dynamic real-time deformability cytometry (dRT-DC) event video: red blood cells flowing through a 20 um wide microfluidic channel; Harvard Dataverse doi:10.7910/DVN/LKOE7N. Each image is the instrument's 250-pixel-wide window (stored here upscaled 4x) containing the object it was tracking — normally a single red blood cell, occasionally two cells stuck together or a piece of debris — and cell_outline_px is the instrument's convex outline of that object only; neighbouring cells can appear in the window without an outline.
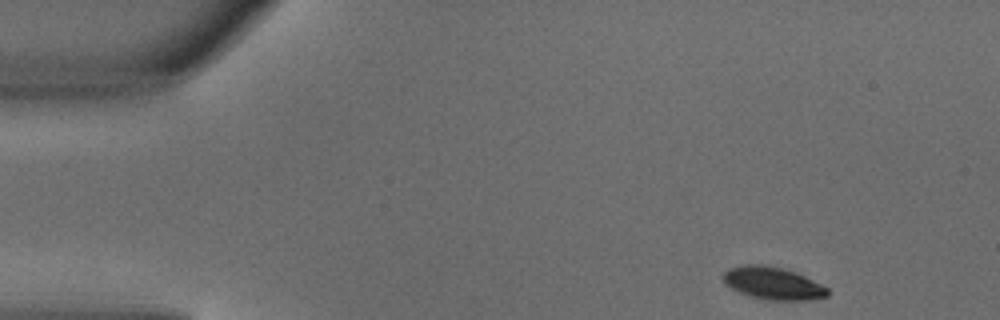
{"species": "common noctule bat (a hibernating species)", "species_latin": "Nyctalus noctula", "temperature_condition": "warm", "stored_images_in_passage": 3, "camera_frame_rate_fps": 3000, "um_per_image_px": 0.085, "animal": {"sex": "male", "body_mass_g": 18.8}, "frame": {"image": 1, "passage_image": 1, "time_ms": 0.0, "image_size_px": [1000, 320], "cell_outline_px": [[828, 296], [812, 300], [772, 300], [752, 296], [740, 292], [724, 284], [724, 272], [728, 268], [744, 264], [760, 264], [780, 268], [796, 272], [828, 288]], "centroid_in_image_um": [65.7, 24.07], "position_along_channel_um": 19.3, "area_um2": 19.54}}
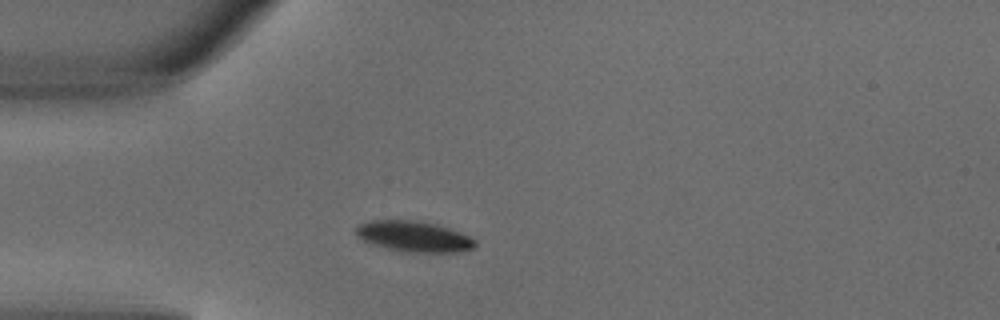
{"frame": {"image": 2, "passage_image": 3, "time_ms": 0.667, "image_size_px": [1000, 320], "cell_outline_px": [[476, 244], [472, 248], [460, 252], [416, 252], [388, 248], [372, 244], [356, 236], [356, 228], [360, 224], [368, 220], [416, 220], [436, 224], [448, 228], [468, 236], [476, 240]], "centroid_in_image_um": [35.17, 20.08], "position_along_channel_um": 49.8, "area_um2": 21.04}}